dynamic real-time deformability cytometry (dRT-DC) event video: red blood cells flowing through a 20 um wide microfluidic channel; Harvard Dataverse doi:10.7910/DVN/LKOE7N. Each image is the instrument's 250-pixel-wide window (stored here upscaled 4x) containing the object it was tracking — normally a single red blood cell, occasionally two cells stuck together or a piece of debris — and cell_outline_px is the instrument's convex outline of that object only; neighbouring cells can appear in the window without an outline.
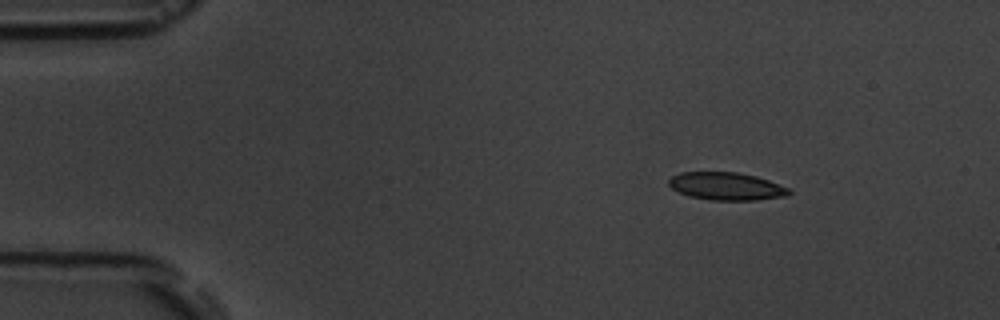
{"species": "common noctule bat (a hibernating species)", "species_latin": "Nyctalus noctula", "temperature_condition": "room temperature", "stored_images_in_passage": 4, "camera_frame_rate_fps": 3000, "um_per_image_px": 0.085, "animal": {"sex": "male", "body_mass_g": 19.5, "forearm_length_mm": 54.6}, "frame": {"image": 1, "passage_image": 1, "time_ms": 0.0, "image_size_px": [1000, 320], "cell_outline_px": [[792, 192], [788, 196], [756, 200], [712, 200], [688, 196], [672, 188], [668, 184], [668, 180], [672, 176], [680, 172], [736, 172], [756, 176], [768, 180], [788, 188]], "centroid_in_image_um": [61.74, 15.83], "position_along_channel_um": 23.3, "area_um2": 19.42}}
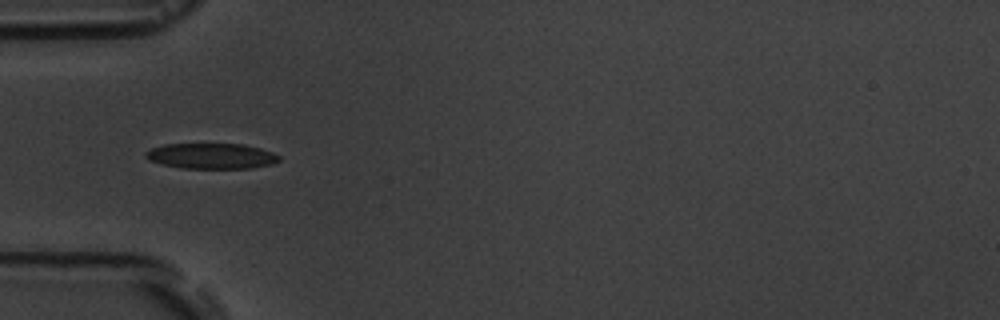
{"frame": {"image": 2, "passage_image": 4, "time_ms": 3.333, "image_size_px": [1000, 320], "cell_outline_px": [[280, 160], [272, 164], [252, 168], [180, 168], [148, 160], [144, 156], [144, 152], [152, 148], [164, 144], [244, 144], [260, 148], [272, 152], [280, 156]], "centroid_in_image_um": [17.97, 13.26], "position_along_channel_um": 67.0, "area_um2": 19.88}}